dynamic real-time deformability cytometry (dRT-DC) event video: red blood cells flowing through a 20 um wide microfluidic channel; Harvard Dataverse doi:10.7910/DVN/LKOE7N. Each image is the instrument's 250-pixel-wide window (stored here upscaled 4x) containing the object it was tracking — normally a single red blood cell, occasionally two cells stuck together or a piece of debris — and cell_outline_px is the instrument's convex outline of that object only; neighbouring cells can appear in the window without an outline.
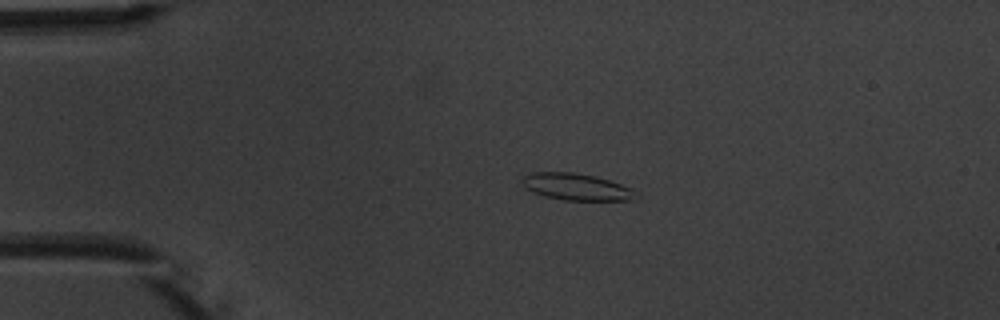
{"species": "common noctule bat (a hibernating species)", "species_latin": "Nyctalus noctula", "temperature_condition": "warm", "stored_images_in_passage": 3, "camera_frame_rate_fps": 3000, "um_per_image_px": 0.085, "animal": {"sex": "male", "body_mass_g": 20.1, "forearm_length_mm": 53.5}, "frame": {"image": 1, "passage_image": 2, "time_ms": 1.333, "image_size_px": [1000, 320], "cell_outline_px": [[640, 196], [632, 200], [564, 200], [544, 196], [532, 192], [520, 180], [524, 176], [532, 172], [572, 172], [596, 176], [632, 188]], "centroid_in_image_um": [49.02, 15.88], "position_along_channel_um": 36.0, "area_um2": 17.74}}